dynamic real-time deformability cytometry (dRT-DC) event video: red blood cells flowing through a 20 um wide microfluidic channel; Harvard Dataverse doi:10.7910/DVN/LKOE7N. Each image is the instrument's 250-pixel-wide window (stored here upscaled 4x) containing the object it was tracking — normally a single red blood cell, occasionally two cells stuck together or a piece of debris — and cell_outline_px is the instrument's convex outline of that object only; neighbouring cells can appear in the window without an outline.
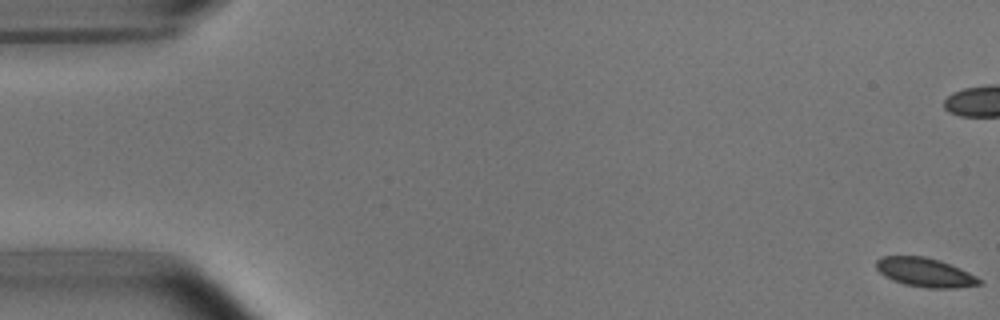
{"species": "common noctule bat (a hibernating species)", "species_latin": "Nyctalus noctula", "temperature_condition": "room temperature", "stored_images_in_passage": 55, "camera_frame_rate_fps": 3000, "um_per_image_px": 0.085, "animal": {"sex": "male", "body_mass_g": 15.6}, "frame": {"image": 1, "passage_image": 1, "time_ms": 0.0, "image_size_px": [1000, 320], "cell_outline_px": [[984, 284], [956, 288], [928, 288], [904, 284], [892, 280], [884, 276], [876, 268], [876, 260], [880, 256], [924, 256], [940, 260], [960, 268], [984, 280]], "centroid_in_image_um": [78.65, 23.15], "position_along_channel_um": 6.3, "area_um2": 17.63}, "authors_computed_cell_mechanics": {"area_um2": 18.0914, "velocity_mm_per_s": 3.709, "shape_relaxation_time_tau1_ms": 2.3272, "shape_relaxation_time_tau2_ms": null, "deformation_change_tau1": 0.093, "deformation_change_tau2": null}}